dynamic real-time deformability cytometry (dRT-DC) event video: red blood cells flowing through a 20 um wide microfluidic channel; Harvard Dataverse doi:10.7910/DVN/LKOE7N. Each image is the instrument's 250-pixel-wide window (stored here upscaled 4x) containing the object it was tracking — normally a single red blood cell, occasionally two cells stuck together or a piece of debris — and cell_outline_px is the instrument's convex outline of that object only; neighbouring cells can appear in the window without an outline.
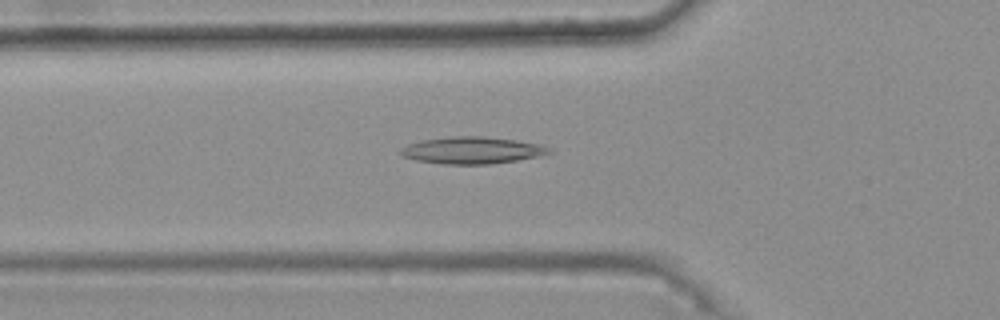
{"species": "common noctule bat (a hibernating species)", "species_latin": "Nyctalus noctula", "temperature_condition": "warm", "stored_images_in_passage": 42, "camera_frame_rate_fps": 3000, "um_per_image_px": 0.085, "animal": {"sex": "female", "body_mass_g": 25.1}, "frame": {"image": 1, "passage_image": 13, "time_ms": 4.0, "image_size_px": [1000, 320], "cell_outline_px": [[552, 152], [536, 156], [516, 160], [488, 164], [444, 164], [416, 160], [404, 156], [400, 152], [400, 148], [408, 144], [420, 140], [452, 136], [484, 136], [516, 140], [540, 144], [552, 148]], "centroid_in_image_um": [40.11, 12.76], "position_along_channel_um": 85.7, "area_um2": 23.18}}
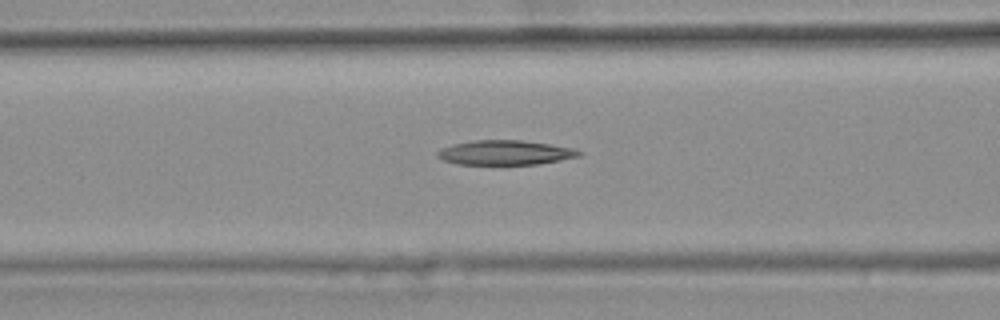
{"frame": {"image": 2, "passage_image": 16, "time_ms": 5.0, "image_size_px": [1000, 320], "cell_outline_px": [[584, 152], [580, 156], [540, 164], [500, 168], [456, 164], [444, 160], [436, 156], [436, 152], [440, 148], [452, 144], [472, 140], [524, 140], [576, 148]], "centroid_in_image_um": [42.92, 13.02], "position_along_channel_um": 123.7, "area_um2": 21.73}}
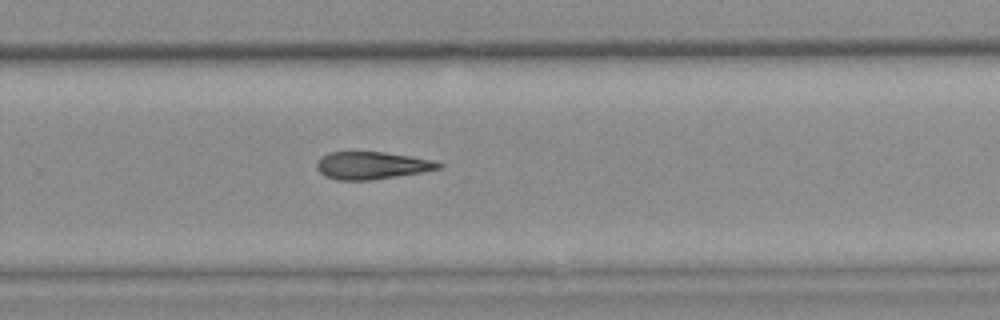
{"frame": {"image": 3, "passage_image": 30, "time_ms": 9.667, "image_size_px": [1000, 320], "cell_outline_px": [[444, 164], [440, 168], [420, 172], [372, 180], [336, 180], [324, 176], [316, 168], [316, 164], [320, 156], [328, 152], [384, 152], [412, 156], [432, 160]], "centroid_in_image_um": [31.56, 14.06], "position_along_channel_um": 298.2, "area_um2": 19.54}}